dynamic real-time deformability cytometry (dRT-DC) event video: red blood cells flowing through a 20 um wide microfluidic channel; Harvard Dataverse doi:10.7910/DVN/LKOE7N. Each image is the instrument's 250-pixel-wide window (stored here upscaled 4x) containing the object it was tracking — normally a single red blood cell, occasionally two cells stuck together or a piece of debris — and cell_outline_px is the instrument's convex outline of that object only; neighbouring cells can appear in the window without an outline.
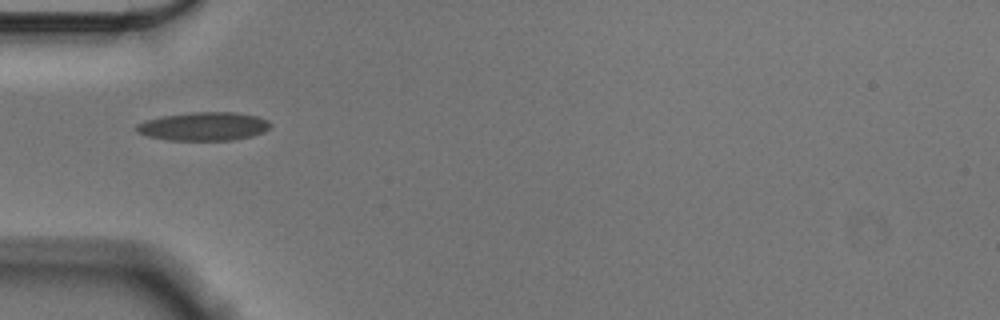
{"species": "Egyptian fruit bat (a non-hibernating species)", "species_latin": "Rousettus aegyptiacus", "temperature_condition": "cold", "stored_images_in_passage": 39, "camera_frame_rate_fps": 3000, "um_per_image_px": 0.085, "animal": {"sex": "male"}, "frame": {"image": 1, "passage_image": 1, "time_ms": 0.0, "image_size_px": [1000, 320], "cell_outline_px": [[272, 124], [264, 132], [252, 136], [232, 140], [168, 140], [148, 136], [136, 132], [136, 124], [144, 120], [160, 116], [192, 112], [236, 112], [256, 116], [268, 120]], "centroid_in_image_um": [17.3, 10.73], "position_along_channel_um": 67.7, "area_um2": 22.37}}
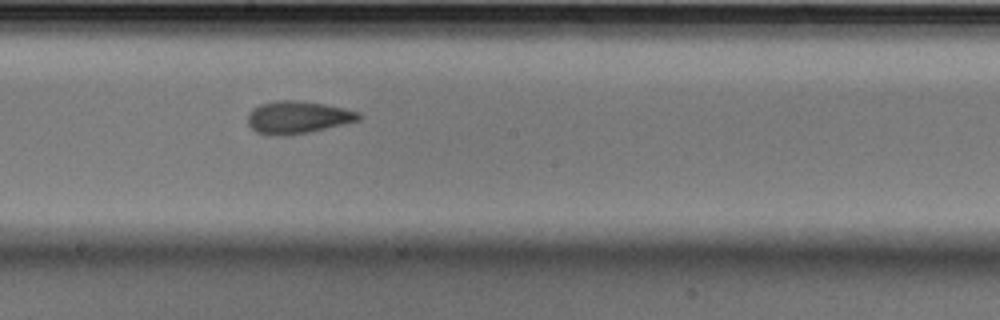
{"frame": {"image": 2, "passage_image": 14, "time_ms": 4.333, "image_size_px": [1000, 320], "cell_outline_px": [[360, 120], [308, 132], [288, 136], [272, 136], [256, 132], [248, 124], [248, 112], [252, 108], [260, 104], [276, 100], [300, 100], [324, 104], [344, 108], [360, 112]], "centroid_in_image_um": [25.26, 9.97], "position_along_channel_um": 222.9, "area_um2": 21.15}}
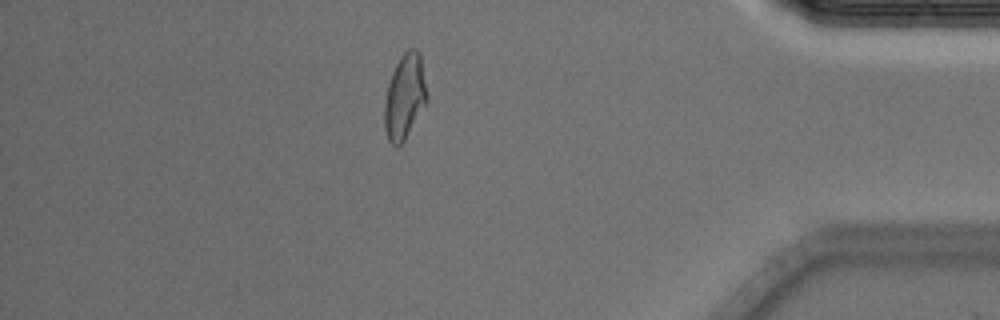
{"frame": {"image": 3, "passage_image": 32, "time_ms": 10.333, "image_size_px": [1000, 320], "cell_outline_px": [[428, 100], [404, 140], [396, 148], [388, 140], [384, 128], [384, 104], [388, 84], [392, 72], [400, 56], [408, 48], [416, 48], [420, 52], [428, 96]], "centroid_in_image_um": [34.4, 8.19], "position_along_channel_um": 400.8, "area_um2": 21.15}, "authors_computed_cell_mechanics": {"area_um2": 20.6924, "velocity_mm_per_s": 3.5696, "shape_relaxation_time_tau1_ms": 5.2574, "shape_relaxation_time_tau2_ms": 2.283, "deformation_change_tau1": 0.1865, "deformation_change_tau2": 0.1023}}